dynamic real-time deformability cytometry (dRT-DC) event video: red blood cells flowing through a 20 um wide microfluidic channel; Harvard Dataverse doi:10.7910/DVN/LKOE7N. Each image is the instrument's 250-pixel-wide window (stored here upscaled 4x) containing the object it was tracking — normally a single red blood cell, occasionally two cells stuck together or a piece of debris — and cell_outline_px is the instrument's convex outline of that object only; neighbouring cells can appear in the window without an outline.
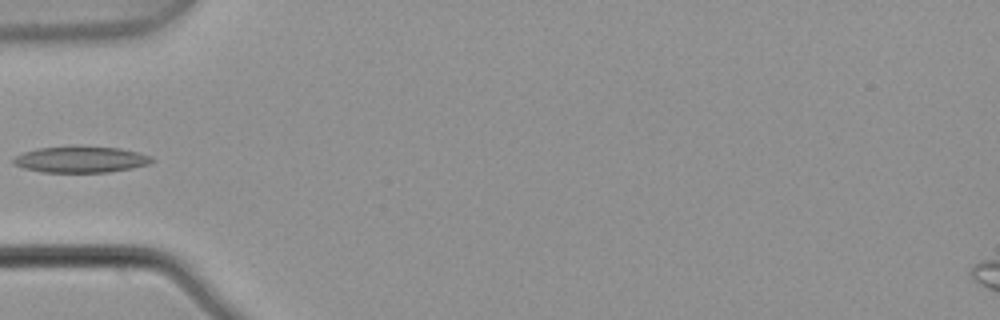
{"species": "common noctule bat (a hibernating species)", "species_latin": "Nyctalus noctula", "temperature_condition": "warm", "stored_images_in_passage": 5, "camera_frame_rate_fps": 3000, "um_per_image_px": 0.085, "animal": {"sex": "male", "body_mass_g": 21.5, "forearm_length_mm": 52.0}, "frame": {"image": 1, "passage_image": 5, "time_ms": 1.333, "image_size_px": [1000, 320], "cell_outline_px": [[156, 160], [148, 164], [108, 172], [44, 172], [24, 168], [16, 164], [12, 160], [16, 156], [24, 152], [40, 148], [120, 148], [152, 156]], "centroid_in_image_um": [6.9, 13.58], "position_along_channel_um": 78.1, "area_um2": 20.23}}